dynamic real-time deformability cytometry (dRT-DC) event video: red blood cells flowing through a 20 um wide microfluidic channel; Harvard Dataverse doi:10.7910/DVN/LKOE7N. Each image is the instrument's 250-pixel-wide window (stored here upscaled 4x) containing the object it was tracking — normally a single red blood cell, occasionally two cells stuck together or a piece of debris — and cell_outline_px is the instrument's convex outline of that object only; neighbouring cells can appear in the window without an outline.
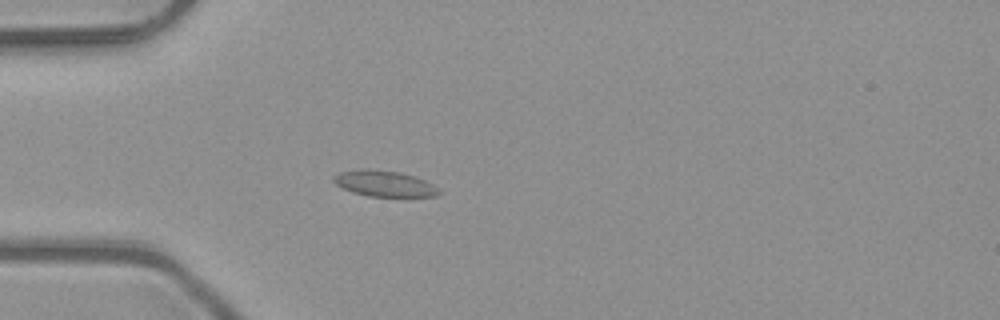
{"species": "common noctule bat (a hibernating species)", "species_latin": "Nyctalus noctula", "temperature_condition": "room temperature", "stored_images_in_passage": 4, "camera_frame_rate_fps": 3000, "um_per_image_px": 0.085, "animal": {"sex": "male", "body_mass_g": 23.1, "forearm_length_mm": 52.7}, "frame": {"image": 1, "passage_image": 4, "time_ms": 1.0, "image_size_px": [1000, 320], "cell_outline_px": [[440, 192], [436, 196], [368, 196], [352, 192], [336, 184], [332, 180], [332, 176], [340, 172], [360, 168], [364, 168], [400, 172], [416, 176], [440, 188]], "centroid_in_image_um": [32.65, 15.59], "position_along_channel_um": 52.3, "area_um2": 15.95}}